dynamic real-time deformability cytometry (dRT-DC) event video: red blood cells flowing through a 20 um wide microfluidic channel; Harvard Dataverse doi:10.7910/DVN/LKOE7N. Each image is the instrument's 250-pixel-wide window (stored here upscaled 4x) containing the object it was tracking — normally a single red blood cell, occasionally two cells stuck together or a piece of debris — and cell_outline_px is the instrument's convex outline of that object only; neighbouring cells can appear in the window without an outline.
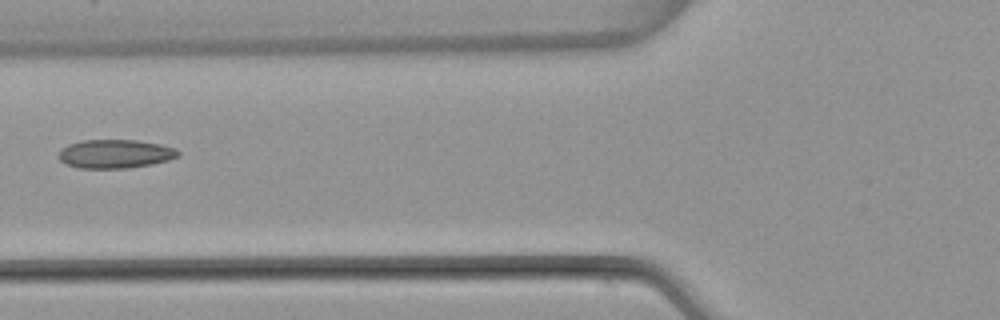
{"species": "common noctule bat (a hibernating species)", "species_latin": "Nyctalus noctula", "temperature_condition": "warm", "stored_images_in_passage": 2, "camera_frame_rate_fps": 3000, "um_per_image_px": 0.085, "animal": {"sex": "female", "body_mass_g": 22.7, "forearm_length_mm": 54.2}, "frame": {"image": 1, "passage_image": 2, "time_ms": 1.333, "image_size_px": [1000, 320], "cell_outline_px": [[180, 156], [168, 160], [152, 164], [128, 168], [76, 168], [64, 164], [60, 160], [60, 148], [68, 144], [80, 140], [136, 140], [160, 144], [176, 148], [180, 152]], "centroid_in_image_um": [9.78, 13.08], "position_along_channel_um": 116.0, "area_um2": 20.17}}